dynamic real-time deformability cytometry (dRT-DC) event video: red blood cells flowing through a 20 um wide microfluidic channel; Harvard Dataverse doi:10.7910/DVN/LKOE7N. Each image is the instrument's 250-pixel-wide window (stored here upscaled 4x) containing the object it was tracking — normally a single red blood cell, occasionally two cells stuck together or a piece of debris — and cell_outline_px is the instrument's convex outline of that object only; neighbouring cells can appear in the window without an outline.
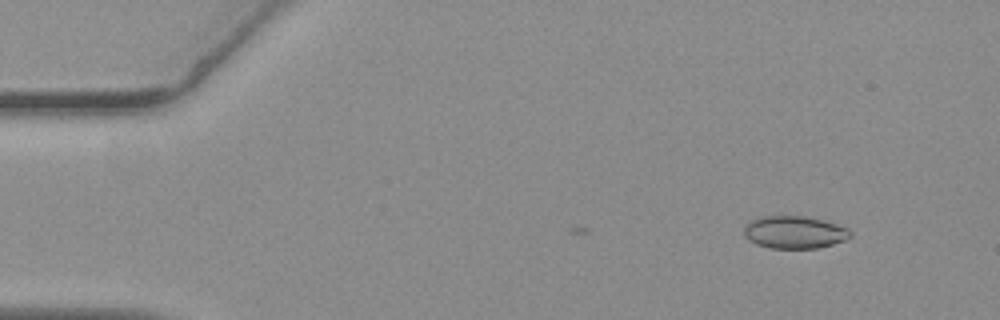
{"species": "common noctule bat (a hibernating species)", "species_latin": "Nyctalus noctula", "temperature_condition": "warm", "stored_images_in_passage": 3, "camera_frame_rate_fps": 3000, "um_per_image_px": 0.085, "animal": {"sex": "female", "body_mass_g": 19.3, "forearm_length_mm": 54.1}, "frame": {"image": 1, "passage_image": 3, "time_ms": 0.667, "image_size_px": [1000, 320], "cell_outline_px": [[852, 236], [844, 240], [832, 244], [816, 248], [768, 248], [756, 244], [744, 236], [744, 228], [752, 220], [764, 216], [804, 216], [836, 224], [848, 228], [852, 232]], "centroid_in_image_um": [67.53, 19.75], "position_along_channel_um": 17.5, "area_um2": 19.94}}